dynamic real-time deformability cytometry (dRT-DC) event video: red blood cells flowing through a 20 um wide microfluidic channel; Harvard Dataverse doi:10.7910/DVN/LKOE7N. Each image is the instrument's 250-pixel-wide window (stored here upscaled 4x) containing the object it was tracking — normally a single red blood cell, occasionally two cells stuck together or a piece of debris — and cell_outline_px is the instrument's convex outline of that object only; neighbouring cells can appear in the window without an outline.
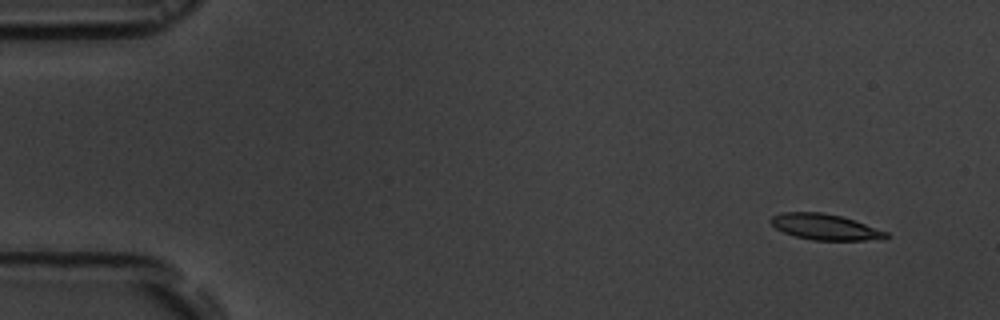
{"species": "common noctule bat (a hibernating species)", "species_latin": "Nyctalus noctula", "temperature_condition": "room temperature", "stored_images_in_passage": 10, "camera_frame_rate_fps": 3000, "um_per_image_px": 0.085, "animal": {"sex": "male", "body_mass_g": 19.5, "forearm_length_mm": 54.6}, "frame": {"image": 1, "passage_image": 1, "time_ms": 0.0, "image_size_px": [1000, 320], "cell_outline_px": [[892, 236], [888, 240], [812, 240], [796, 236], [784, 232], [776, 228], [768, 220], [772, 216], [784, 212], [824, 212], [840, 216], [888, 232]], "centroid_in_image_um": [70.18, 19.3], "position_along_channel_um": 14.8, "area_um2": 17.4}}
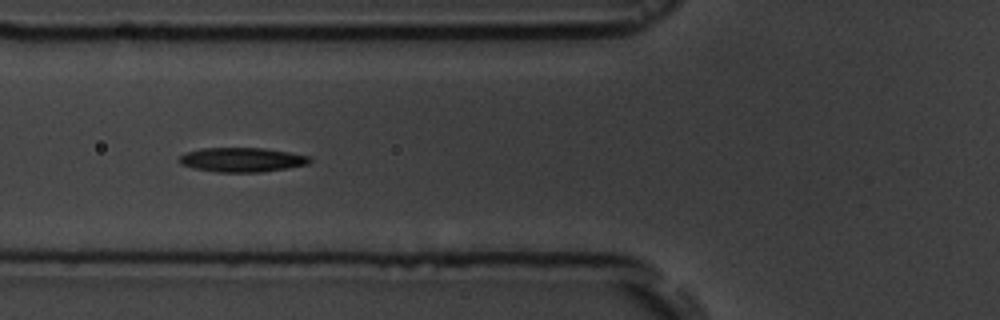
{"frame": {"image": 2, "passage_image": 6, "time_ms": 5.667, "image_size_px": [1000, 320], "cell_outline_px": [[312, 160], [308, 164], [288, 168], [260, 172], [216, 172], [192, 168], [180, 164], [180, 156], [184, 152], [204, 148], [264, 148], [288, 152], [308, 156]], "centroid_in_image_um": [20.54, 13.58], "position_along_channel_um": 105.3, "area_um2": 18.5}}
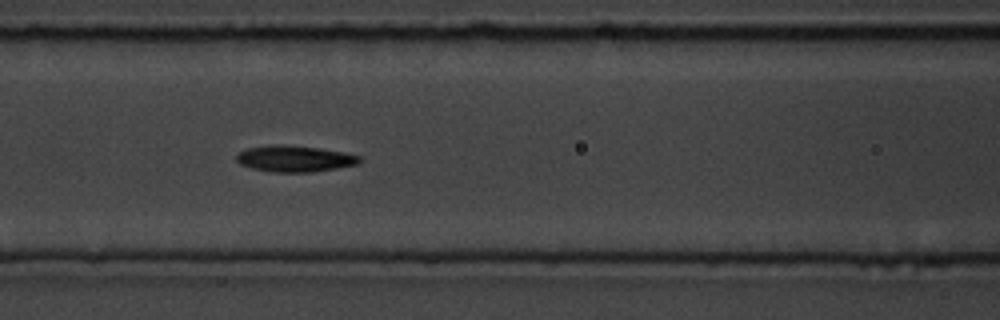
{"frame": {"image": 3, "passage_image": 7, "time_ms": 6.667, "image_size_px": [1000, 320], "cell_outline_px": [[360, 160], [356, 164], [336, 168], [312, 172], [276, 172], [252, 168], [240, 164], [236, 160], [236, 156], [240, 152], [248, 148], [272, 144], [280, 144], [320, 148], [360, 156]], "centroid_in_image_um": [25.0, 13.48], "position_along_channel_um": 141.6, "area_um2": 18.55}}